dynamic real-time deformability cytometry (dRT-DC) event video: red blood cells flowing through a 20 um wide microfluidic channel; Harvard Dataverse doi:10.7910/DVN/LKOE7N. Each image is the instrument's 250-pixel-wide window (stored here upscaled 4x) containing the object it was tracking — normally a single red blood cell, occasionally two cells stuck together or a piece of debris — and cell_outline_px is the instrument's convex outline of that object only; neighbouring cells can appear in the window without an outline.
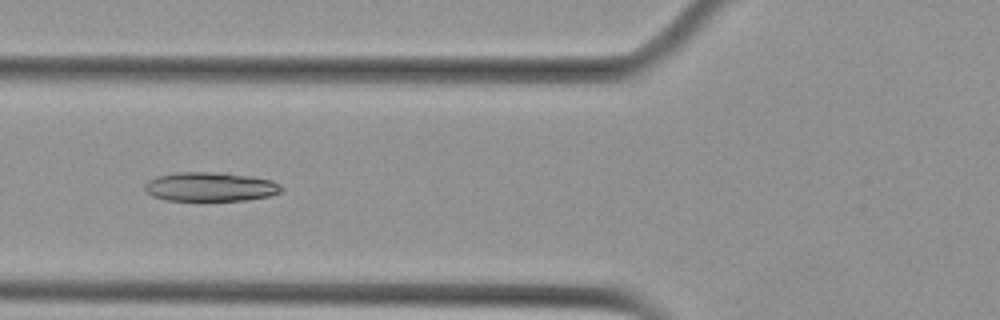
{"species": "Egyptian fruit bat (a non-hibernating species)", "species_latin": "Rousettus aegyptiacus", "temperature_condition": "cold", "stored_images_in_passage": 6, "camera_frame_rate_fps": 3000, "um_per_image_px": 0.085, "animal": {"sex": "female"}, "frame": {"image": 1, "passage_image": 6, "time_ms": 6.667, "image_size_px": [1000, 320], "cell_outline_px": [[284, 188], [280, 192], [268, 196], [248, 200], [168, 200], [152, 196], [144, 188], [144, 184], [148, 180], [156, 176], [176, 172], [228, 172], [252, 176], [272, 180], [280, 184]], "centroid_in_image_um": [17.89, 15.86], "position_along_channel_um": 107.9, "area_um2": 23.41}}